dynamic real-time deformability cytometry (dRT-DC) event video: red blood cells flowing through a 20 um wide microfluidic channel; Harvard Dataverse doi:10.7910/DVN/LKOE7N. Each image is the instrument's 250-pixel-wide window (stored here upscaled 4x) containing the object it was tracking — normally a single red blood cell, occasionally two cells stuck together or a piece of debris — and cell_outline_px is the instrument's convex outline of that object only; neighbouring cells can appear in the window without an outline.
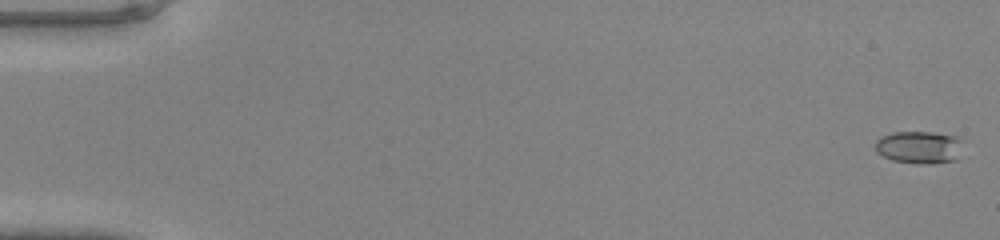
{"species": "common noctule bat (a hibernating species)", "species_latin": "Nyctalus noctula", "temperature_condition": "warm", "stored_images_in_passage": 48, "camera_frame_rate_fps": 3000, "um_per_image_px": 0.085, "animal": {"sex": "male", "body_mass_g": 20.0, "forearm_length_mm": 53.3}, "frame": {"image": 1, "passage_image": 1, "time_ms": 0.0, "image_size_px": [1000, 240], "cell_outline_px": [[964, 140], [960, 160], [932, 164], [916, 164], [892, 160], [876, 152], [876, 140], [880, 136], [892, 132], [932, 132], [960, 136]], "centroid_in_image_um": [78.23, 12.52], "position_along_channel_um": 6.8, "area_um2": 17.34}}
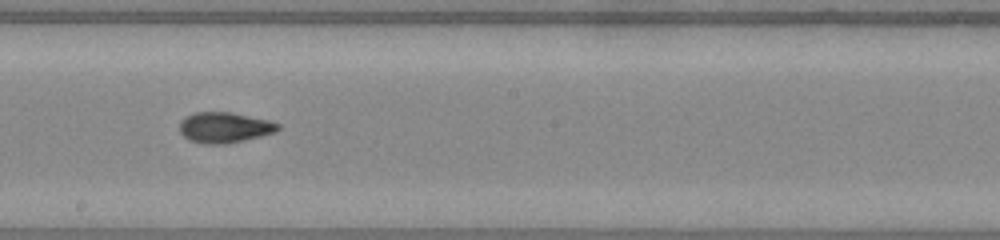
{"frame": {"image": 2, "passage_image": 28, "time_ms": 9.0, "image_size_px": [1000, 240], "cell_outline_px": [[280, 128], [276, 132], [244, 140], [224, 144], [204, 144], [188, 140], [180, 132], [180, 120], [184, 116], [196, 112], [232, 112], [268, 120], [280, 124]], "centroid_in_image_um": [19.06, 10.83], "position_along_channel_um": 229.1, "area_um2": 17.63}}
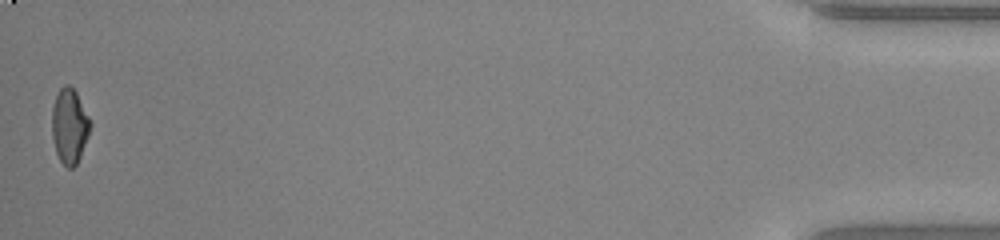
{"frame": {"image": 3, "passage_image": 48, "time_ms": 15.667, "image_size_px": [1000, 240], "cell_outline_px": [[92, 124], [88, 136], [80, 156], [76, 164], [72, 168], [68, 168], [60, 160], [56, 152], [52, 136], [52, 108], [56, 96], [60, 88], [64, 84], [68, 84], [76, 92], [92, 120]], "centroid_in_image_um": [5.92, 10.69], "position_along_channel_um": 429.3, "area_um2": 16.76}}